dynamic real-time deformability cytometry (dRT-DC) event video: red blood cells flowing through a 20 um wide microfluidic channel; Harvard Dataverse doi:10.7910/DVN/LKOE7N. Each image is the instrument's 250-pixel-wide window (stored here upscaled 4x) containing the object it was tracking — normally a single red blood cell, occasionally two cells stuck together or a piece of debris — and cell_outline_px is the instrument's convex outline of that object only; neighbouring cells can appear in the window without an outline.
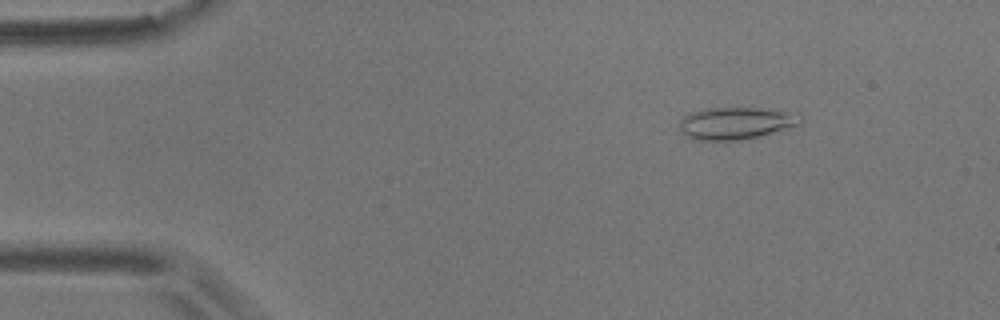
{"species": "common noctule bat (a hibernating species)", "species_latin": "Nyctalus noctula", "temperature_condition": "room temperature", "stored_images_in_passage": 56, "camera_frame_rate_fps": 3000, "um_per_image_px": 0.085, "animal": {"sex": "male", "body_mass_g": 17.9}, "frame": {"image": 1, "passage_image": 7, "time_ms": 2.0, "image_size_px": [1000, 320], "cell_outline_px": [[804, 124], [740, 140], [696, 140], [680, 132], [680, 120], [684, 116], [692, 112], [704, 108], [760, 108], [800, 112], [804, 116]], "centroid_in_image_um": [62.64, 10.45], "position_along_channel_um": 22.4, "area_um2": 22.95}}
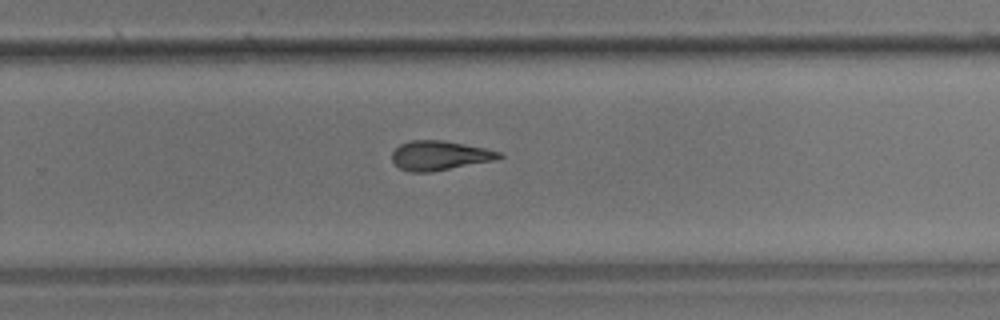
{"frame": {"image": 2, "passage_image": 36, "time_ms": 11.667, "image_size_px": [1000, 320], "cell_outline_px": [[504, 156], [496, 160], [432, 172], [408, 172], [400, 168], [392, 160], [392, 152], [400, 144], [412, 140], [444, 140], [484, 148], [500, 152]], "centroid_in_image_um": [37.37, 13.22], "position_along_channel_um": 292.4, "area_um2": 18.38}}
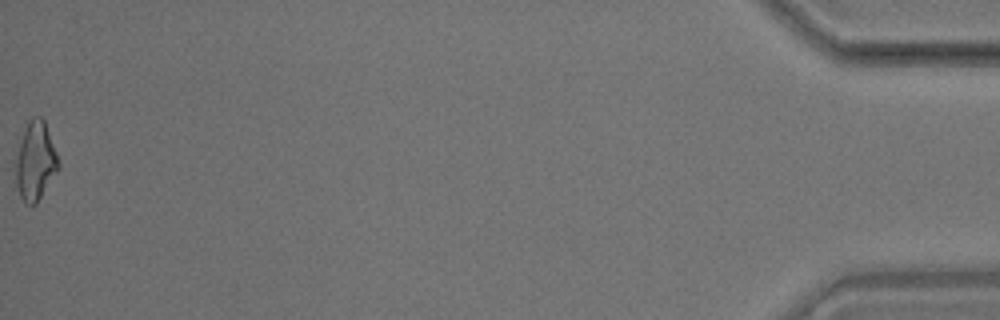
{"frame": {"image": 3, "passage_image": 56, "time_ms": 18.333, "image_size_px": [1000, 320], "cell_outline_px": [[60, 168], [36, 204], [28, 204], [20, 196], [16, 184], [16, 160], [20, 144], [28, 120], [32, 116], [40, 116], [44, 120], [56, 152], [60, 164]], "centroid_in_image_um": [3.03, 13.7], "position_along_channel_um": 432.2, "area_um2": 19.19}, "authors_computed_cell_mechanics": {"area_um2": 18.9584, "velocity_mm_per_s": 3.5735, "shape_relaxation_time_tau1_ms": 8.2322, "shape_relaxation_time_tau2_ms": 4.3415, "deformation_change_tau1": 0.2008, "deformation_change_tau2": 0.1285}}